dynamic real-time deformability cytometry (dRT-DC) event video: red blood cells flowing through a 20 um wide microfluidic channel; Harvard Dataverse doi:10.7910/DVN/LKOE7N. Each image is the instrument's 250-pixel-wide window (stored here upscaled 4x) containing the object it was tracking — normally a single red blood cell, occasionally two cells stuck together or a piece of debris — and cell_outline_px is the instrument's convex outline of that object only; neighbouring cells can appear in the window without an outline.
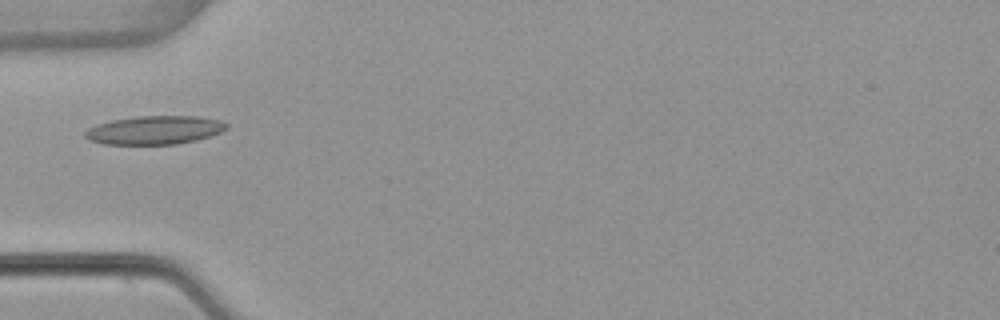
{"species": "common noctule bat (a hibernating species)", "species_latin": "Nyctalus noctula", "temperature_condition": "warm", "stored_images_in_passage": 37, "camera_frame_rate_fps": 3000, "um_per_image_px": 0.085, "animal": {"sex": "female", "body_mass_g": 22.7, "forearm_length_mm": 54.2}, "frame": {"image": 1, "passage_image": 1, "time_ms": 0.0, "image_size_px": [1000, 320], "cell_outline_px": [[228, 128], [220, 132], [196, 140], [176, 144], [100, 144], [88, 140], [84, 136], [84, 132], [88, 128], [96, 124], [112, 120], [136, 116], [196, 116], [220, 120], [228, 124]], "centroid_in_image_um": [13.1, 11.05], "position_along_channel_um": 71.9, "area_um2": 23.58}}
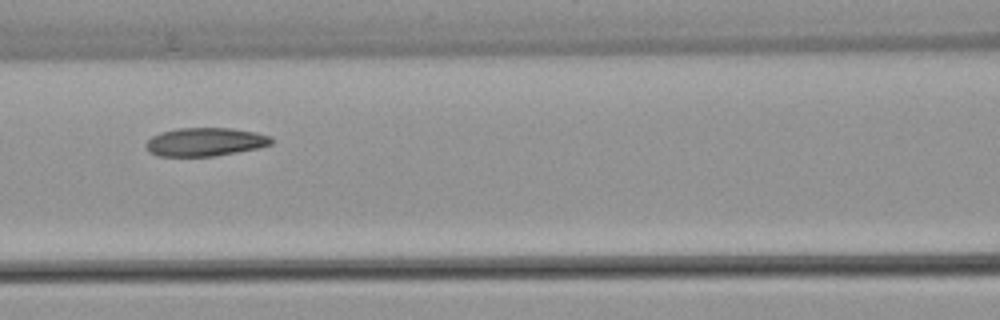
{"frame": {"image": 2, "passage_image": 7, "time_ms": 2.0, "image_size_px": [1000, 320], "cell_outline_px": [[272, 144], [256, 148], [236, 152], [212, 156], [156, 156], [148, 152], [144, 144], [152, 136], [160, 132], [176, 128], [232, 128], [256, 132], [272, 136]], "centroid_in_image_um": [17.4, 12.05], "position_along_channel_um": 149.2, "area_um2": 20.87}}
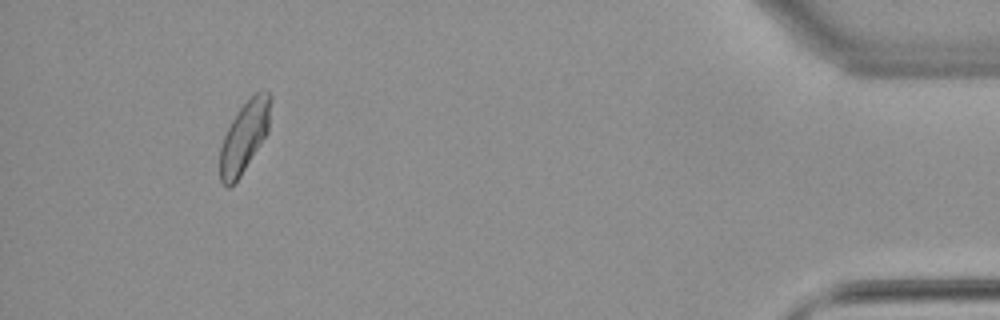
{"frame": {"image": 3, "passage_image": 33, "time_ms": 10.667, "image_size_px": [1000, 320], "cell_outline_px": [[272, 100], [268, 132], [240, 176], [228, 188], [220, 180], [220, 148], [224, 136], [232, 120], [240, 108], [256, 92], [268, 92], [272, 96]], "centroid_in_image_um": [20.79, 11.61], "position_along_channel_um": 414.4, "area_um2": 20.58}}